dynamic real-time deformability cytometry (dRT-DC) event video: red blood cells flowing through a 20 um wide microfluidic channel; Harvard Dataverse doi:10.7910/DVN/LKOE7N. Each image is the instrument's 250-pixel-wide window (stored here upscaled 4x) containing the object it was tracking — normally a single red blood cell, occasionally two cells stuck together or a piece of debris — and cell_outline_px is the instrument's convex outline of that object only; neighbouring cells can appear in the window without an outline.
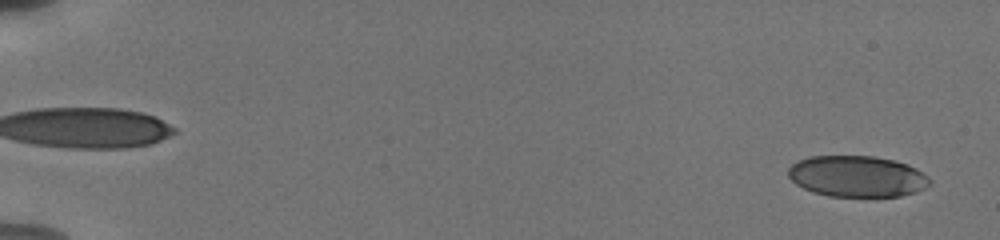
{"species": "human", "species_latin": "Homo sapiens", "temperature_condition": "cold", "stored_images_in_passage": 54, "camera_frame_rate_fps": 3000, "um_per_image_px": 0.085, "donor": {"sex": "male"}, "frame": {"image": 1, "passage_image": 2, "time_ms": 0.333, "image_size_px": [1000, 240], "cell_outline_px": [[932, 184], [924, 188], [900, 196], [828, 196], [812, 192], [796, 184], [788, 176], [788, 168], [792, 164], [808, 156], [872, 156], [896, 160], [908, 164], [916, 168], [928, 176], [932, 180]], "centroid_in_image_um": [72.86, 14.98], "position_along_channel_um": 12.1, "area_um2": 34.04}}
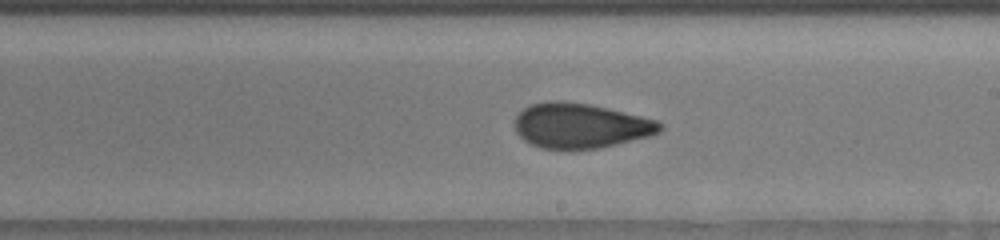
{"frame": {"image": 2, "passage_image": 34, "time_ms": 11.0, "image_size_px": [1000, 240], "cell_outline_px": [[664, 128], [660, 132], [648, 136], [600, 148], [540, 148], [524, 140], [516, 132], [512, 124], [516, 116], [524, 108], [532, 104], [548, 100], [560, 100], [588, 104], [608, 108], [656, 120], [664, 124]], "centroid_in_image_um": [49.31, 10.67], "position_along_channel_um": 239.7, "area_um2": 37.92}}
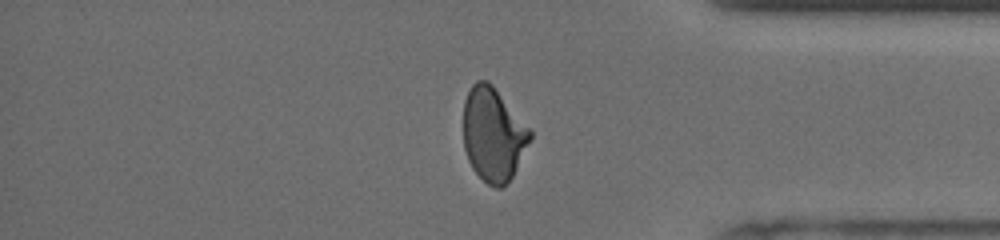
{"frame": {"image": 3, "passage_image": 47, "time_ms": 15.333, "image_size_px": [1000, 240], "cell_outline_px": [[532, 136], [512, 176], [500, 188], [496, 188], [488, 184], [472, 168], [468, 160], [464, 148], [464, 100], [472, 84], [476, 80], [488, 80], [492, 84], [532, 128]], "centroid_in_image_um": [41.93, 11.38], "position_along_channel_um": 393.3, "area_um2": 36.41}}